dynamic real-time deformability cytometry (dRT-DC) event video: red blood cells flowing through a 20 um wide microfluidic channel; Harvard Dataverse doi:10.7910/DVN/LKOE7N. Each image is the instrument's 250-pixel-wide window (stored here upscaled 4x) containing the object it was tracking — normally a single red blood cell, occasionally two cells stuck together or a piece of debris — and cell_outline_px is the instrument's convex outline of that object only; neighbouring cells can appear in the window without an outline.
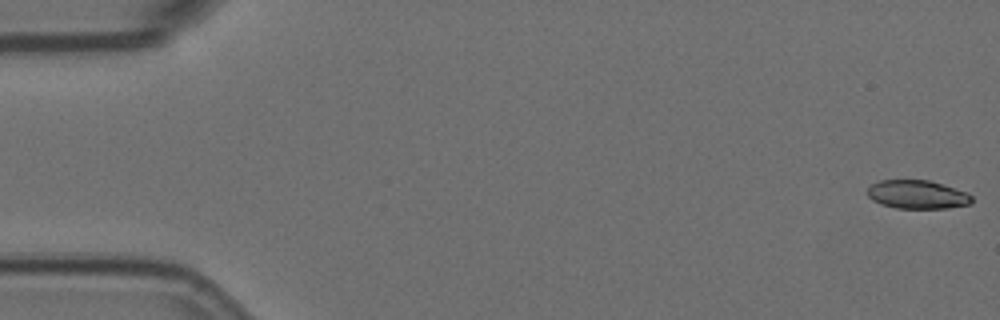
{"species": "Egyptian fruit bat (a non-hibernating species)", "species_latin": "Rousettus aegyptiacus", "temperature_condition": "room temperature", "stored_images_in_passage": 5, "camera_frame_rate_fps": 3000, "um_per_image_px": 0.085, "animal": {"sex": "female"}, "frame": {"image": 1, "passage_image": 1, "time_ms": 0.0, "image_size_px": [1000, 320], "cell_outline_px": [[972, 200], [968, 204], [948, 208], [896, 208], [880, 204], [872, 200], [868, 196], [868, 188], [872, 184], [880, 180], [928, 180], [968, 192], [972, 196]], "centroid_in_image_um": [77.96, 16.53], "position_along_channel_um": 7.0, "area_um2": 17.28}}
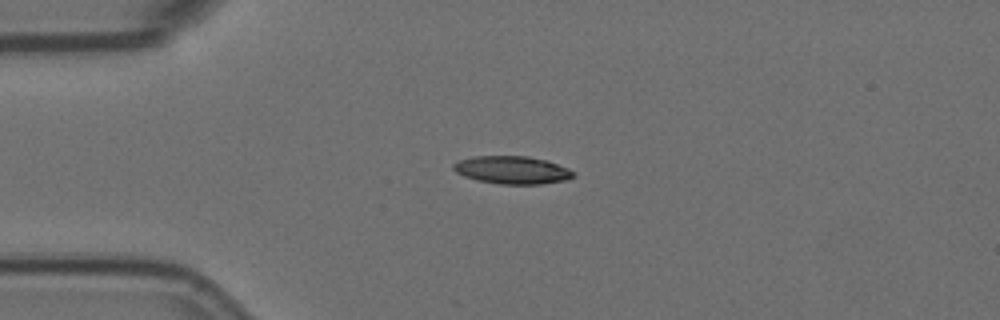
{"frame": {"image": 2, "passage_image": 4, "time_ms": 1.0, "image_size_px": [1000, 320], "cell_outline_px": [[576, 176], [568, 180], [540, 184], [500, 184], [476, 180], [464, 176], [456, 172], [452, 168], [452, 164], [460, 160], [472, 156], [528, 156], [548, 160], [568, 168], [576, 172]], "centroid_in_image_um": [43.57, 14.45], "position_along_channel_um": 41.4, "area_um2": 19.71}}